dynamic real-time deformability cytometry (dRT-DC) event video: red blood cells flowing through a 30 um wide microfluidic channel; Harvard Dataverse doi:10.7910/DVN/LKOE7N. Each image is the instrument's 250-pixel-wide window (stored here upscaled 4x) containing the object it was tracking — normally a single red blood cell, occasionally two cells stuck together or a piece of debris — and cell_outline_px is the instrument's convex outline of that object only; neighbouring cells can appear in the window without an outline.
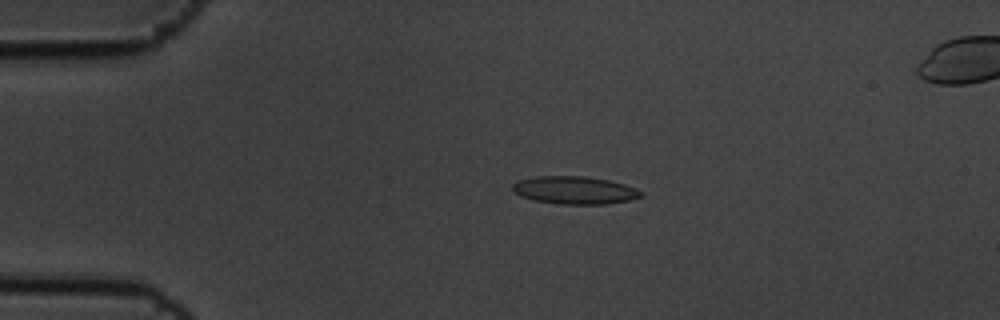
{"species": "common noctule bat (a hibernating species)", "species_latin": "Nyctalus noctula", "temperature_condition": "cold", "stored_images_in_passage": 8, "camera_frame_rate_fps": 3000, "um_per_image_px": 0.085, "animal": {"sex": "male", "body_mass_g": 19.5, "forearm_length_mm": 54.6}, "frame": {"image": 1, "passage_image": 4, "time_ms": 1.0, "image_size_px": [1000, 320], "cell_outline_px": [[644, 196], [628, 200], [604, 204], [560, 204], [532, 200], [520, 196], [512, 188], [512, 184], [520, 180], [536, 176], [584, 176], [608, 180], [624, 184], [636, 188], [644, 192]], "centroid_in_image_um": [48.86, 16.17], "position_along_channel_um": 36.1, "area_um2": 20.75}}
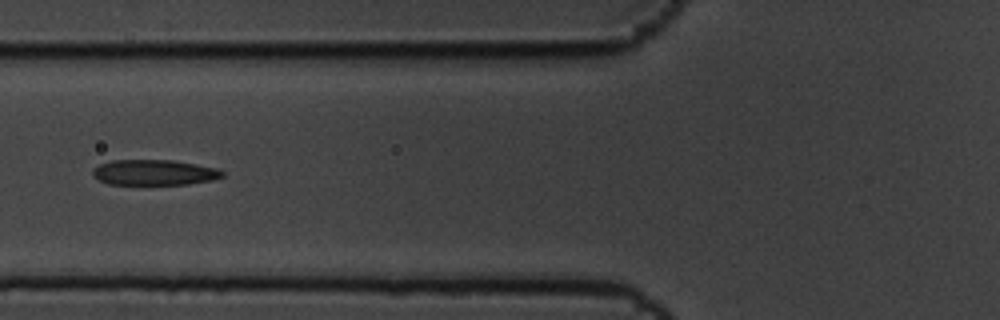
{"frame": {"image": 2, "passage_image": 7, "time_ms": 2.0, "image_size_px": [1000, 320], "cell_outline_px": [[224, 176], [212, 180], [188, 184], [108, 184], [92, 176], [92, 168], [100, 164], [112, 160], [172, 160], [196, 164], [216, 168], [224, 172]], "centroid_in_image_um": [13.09, 14.65], "position_along_channel_um": 112.7, "area_um2": 19.25}}
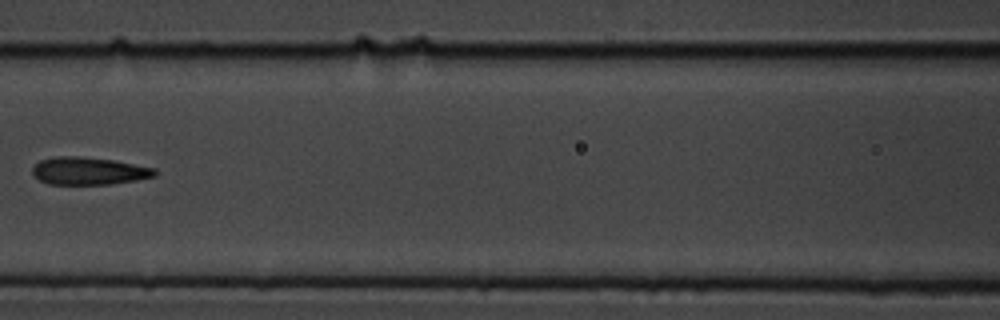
{"frame": {"image": 3, "passage_image": 8, "time_ms": 2.333, "image_size_px": [1000, 320], "cell_outline_px": [[156, 176], [136, 180], [108, 184], [48, 184], [40, 180], [32, 172], [32, 168], [40, 160], [56, 156], [80, 156], [116, 160], [156, 168]], "centroid_in_image_um": [7.57, 14.52], "position_along_channel_um": 159.0, "area_um2": 19.71}}